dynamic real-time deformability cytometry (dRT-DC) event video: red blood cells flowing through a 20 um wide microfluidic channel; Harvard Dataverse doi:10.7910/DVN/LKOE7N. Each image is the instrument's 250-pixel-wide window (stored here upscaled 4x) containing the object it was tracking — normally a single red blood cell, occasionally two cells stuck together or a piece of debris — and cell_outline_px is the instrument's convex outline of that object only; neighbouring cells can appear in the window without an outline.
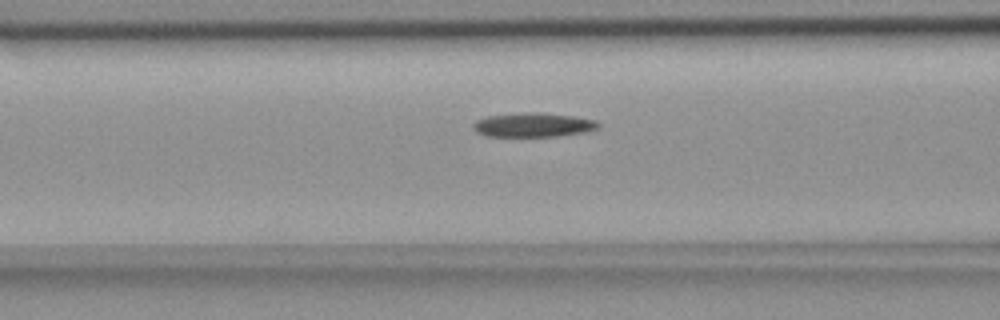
{"species": "common noctule bat (a hibernating species)", "species_latin": "Nyctalus noctula", "temperature_condition": "room temperature", "stored_images_in_passage": 19, "camera_frame_rate_fps": 3000, "um_per_image_px": 0.085, "animal": {"sex": "female", "body_mass_g": 18.4}, "frame": {"image": 1, "passage_image": 6, "time_ms": 1.667, "image_size_px": [1000, 320], "cell_outline_px": [[600, 124], [596, 128], [584, 132], [556, 136], [484, 136], [476, 132], [472, 128], [472, 124], [476, 120], [488, 116], [524, 112], [536, 112], [572, 116], [596, 120]], "centroid_in_image_um": [45.26, 10.61], "position_along_channel_um": 121.3, "area_um2": 17.51}}
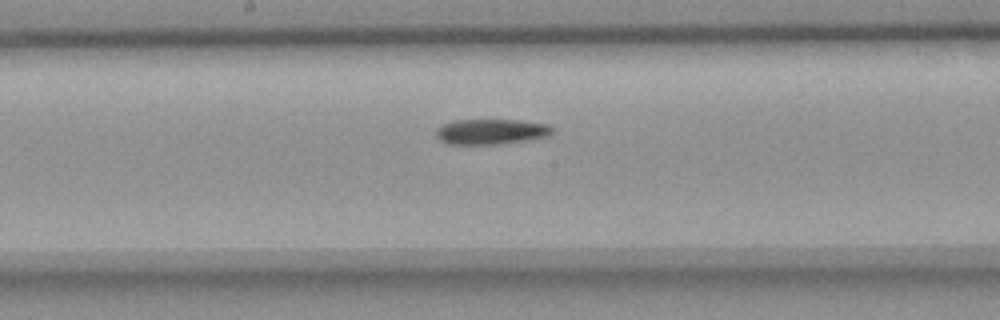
{"frame": {"image": 2, "passage_image": 13, "time_ms": 4.0, "image_size_px": [1000, 320], "cell_outline_px": [[552, 136], [532, 140], [500, 144], [448, 144], [440, 140], [436, 136], [436, 128], [440, 124], [452, 120], [516, 120], [548, 124], [552, 128]], "centroid_in_image_um": [41.74, 11.19], "position_along_channel_um": 206.5, "area_um2": 17.51}}
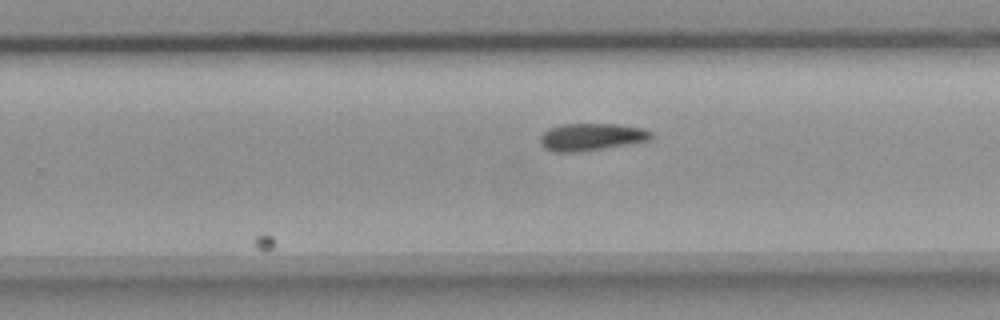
{"frame": {"image": 3, "passage_image": 19, "time_ms": 6.0, "image_size_px": [1000, 320], "cell_outline_px": [[652, 136], [648, 140], [604, 148], [580, 152], [552, 152], [544, 148], [540, 144], [540, 136], [548, 128], [560, 124], [616, 124], [644, 128], [652, 132]], "centroid_in_image_um": [50.21, 11.64], "position_along_channel_um": 279.6, "area_um2": 17.69}}